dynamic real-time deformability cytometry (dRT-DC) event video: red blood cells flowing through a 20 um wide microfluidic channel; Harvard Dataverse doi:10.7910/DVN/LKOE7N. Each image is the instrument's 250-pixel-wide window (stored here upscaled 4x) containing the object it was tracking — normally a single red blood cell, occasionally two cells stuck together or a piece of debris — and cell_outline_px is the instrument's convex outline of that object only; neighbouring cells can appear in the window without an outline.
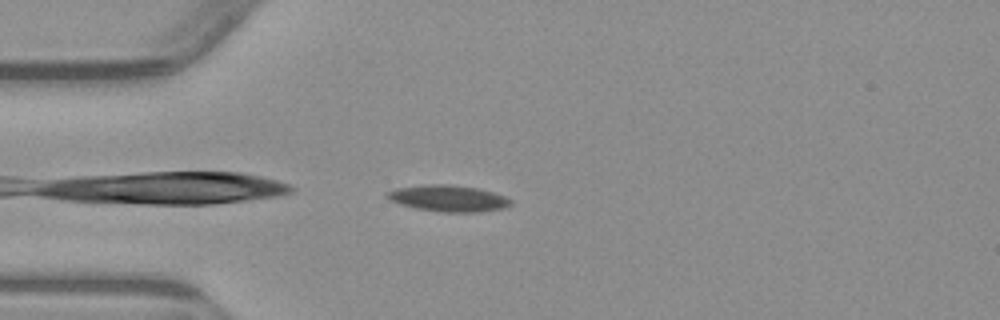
{"species": "common noctule bat (a hibernating species)", "species_latin": "Nyctalus noctula", "temperature_condition": "warm", "stored_images_in_passage": 3, "camera_frame_rate_fps": 3000, "um_per_image_px": 0.085, "animal": {"sex": "male", "body_mass_g": 23.1, "forearm_length_mm": 52.7}, "frame": {"image": 1, "passage_image": 3, "time_ms": 3.667, "image_size_px": [1000, 320], "cell_outline_px": [[512, 204], [504, 208], [476, 212], [440, 212], [416, 208], [400, 204], [388, 200], [384, 196], [384, 192], [396, 188], [420, 184], [448, 184], [476, 188], [492, 192], [504, 196], [512, 200]], "centroid_in_image_um": [38.03, 16.85], "position_along_channel_um": 47.0, "area_um2": 19.19}}